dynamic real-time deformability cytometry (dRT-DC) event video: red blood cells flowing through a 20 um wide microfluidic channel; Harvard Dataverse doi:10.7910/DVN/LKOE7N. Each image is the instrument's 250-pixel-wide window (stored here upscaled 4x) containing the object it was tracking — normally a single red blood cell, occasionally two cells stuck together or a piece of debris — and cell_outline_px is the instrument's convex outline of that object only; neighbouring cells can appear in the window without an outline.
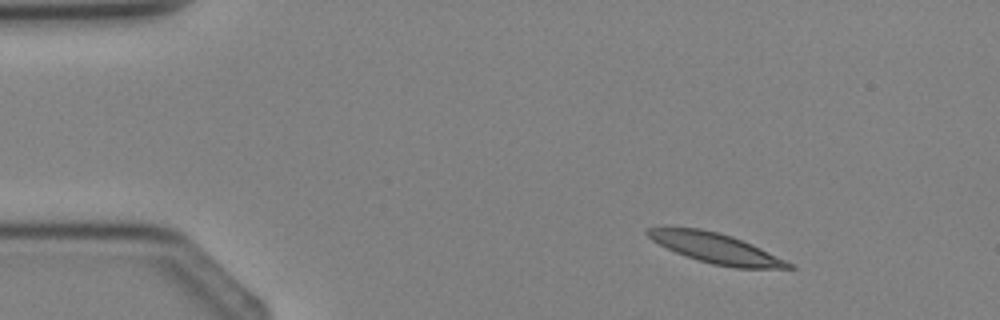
{"species": "Egyptian fruit bat (a non-hibernating species)", "species_latin": "Rousettus aegyptiacus", "temperature_condition": "cold", "stored_images_in_passage": 3, "camera_frame_rate_fps": 3000, "um_per_image_px": 0.085, "animal": {"sex": "female"}, "frame": {"image": 1, "passage_image": 1, "time_ms": 0.0, "image_size_px": [1000, 320], "cell_outline_px": [[796, 268], [732, 268], [712, 264], [676, 252], [652, 240], [644, 232], [648, 228], [700, 228], [720, 232], [732, 236], [752, 244], [796, 264]], "centroid_in_image_um": [60.93, 21.11], "position_along_channel_um": 24.1, "area_um2": 24.51}}